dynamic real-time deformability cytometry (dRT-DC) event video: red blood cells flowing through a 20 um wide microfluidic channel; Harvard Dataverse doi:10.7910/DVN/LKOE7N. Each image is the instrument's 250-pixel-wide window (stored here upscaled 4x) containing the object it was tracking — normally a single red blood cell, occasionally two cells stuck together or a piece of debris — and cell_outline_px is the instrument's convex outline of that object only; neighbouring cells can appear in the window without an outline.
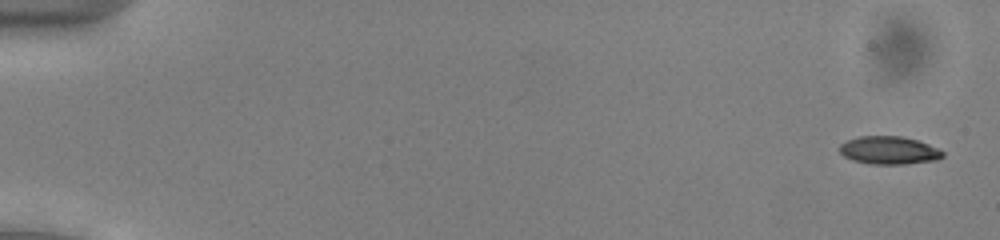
{"species": "common noctule bat (a hibernating species)", "species_latin": "Nyctalus noctula", "temperature_condition": "cold", "stored_images_in_passage": 54, "camera_frame_rate_fps": 3000, "um_per_image_px": 0.085, "animal": {"sex": "male", "body_mass_g": 13.0, "forearm_length_mm": 53.1}, "frame": {"image": 1, "passage_image": 2, "time_ms": 0.333, "image_size_px": [1000, 240], "cell_outline_px": [[944, 156], [936, 160], [904, 164], [868, 164], [852, 160], [844, 156], [840, 152], [840, 144], [848, 140], [860, 136], [900, 136], [916, 140], [928, 144], [944, 152]], "centroid_in_image_um": [75.55, 12.78], "position_along_channel_um": 9.5, "area_um2": 16.7}}
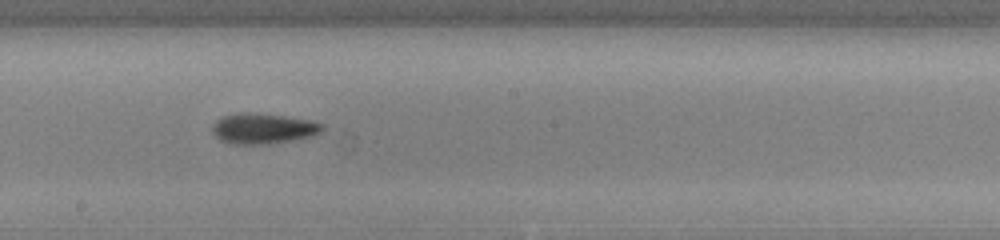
{"frame": {"image": 2, "passage_image": 31, "time_ms": 10.0, "image_size_px": [1000, 240], "cell_outline_px": [[324, 128], [320, 132], [308, 136], [292, 140], [268, 144], [232, 144], [220, 140], [212, 132], [212, 124], [220, 116], [240, 112], [248, 112], [284, 116], [308, 120], [324, 124]], "centroid_in_image_um": [22.3, 10.92], "position_along_channel_um": 225.9, "area_um2": 19.48}}
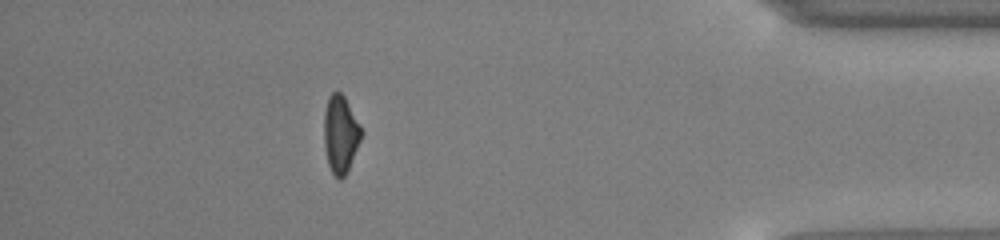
{"frame": {"image": 3, "passage_image": 48, "time_ms": 15.667, "image_size_px": [1000, 240], "cell_outline_px": [[364, 132], [348, 168], [344, 176], [340, 180], [332, 172], [328, 164], [324, 144], [324, 112], [328, 96], [332, 92], [340, 92], [344, 96], [360, 124]], "centroid_in_image_um": [28.94, 11.37], "position_along_channel_um": 406.3, "area_um2": 16.76}, "authors_computed_cell_mechanics": {"area_um2": 17.7157, "velocity_mm_per_s": 3.9158, "shape_relaxation_time_tau1_ms": 3.4506, "shape_relaxation_time_tau2_ms": 7.1076, "deformation_change_tau1": 0.1219, "deformation_change_tau2": 0.1614}}